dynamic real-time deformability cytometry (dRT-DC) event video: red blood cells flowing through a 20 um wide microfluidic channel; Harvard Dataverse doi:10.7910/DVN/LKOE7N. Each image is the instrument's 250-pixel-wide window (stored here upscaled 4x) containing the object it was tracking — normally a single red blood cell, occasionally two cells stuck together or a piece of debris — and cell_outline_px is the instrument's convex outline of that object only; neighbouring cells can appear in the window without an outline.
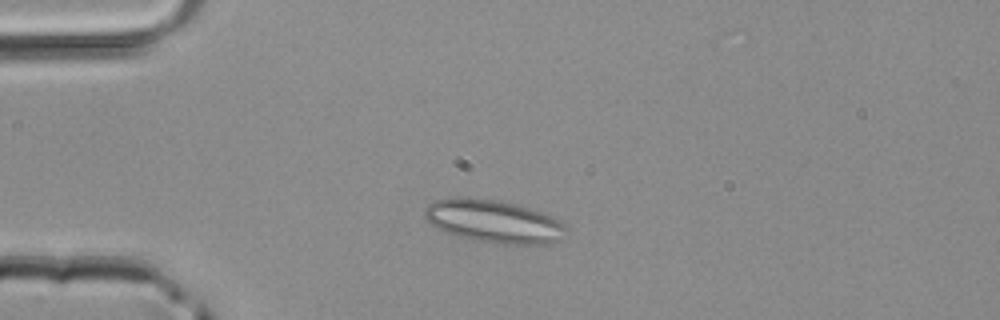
{"species": "common noctule bat (a hibernating species)", "species_latin": "Nyctalus noctula", "temperature_condition": "room temperature", "stored_images_in_passage": 2, "camera_frame_rate_fps": 3000, "um_per_image_px": 0.085, "animal": {"sex": "male", "body_mass_g": 20.4}, "frame": {"image": 1, "passage_image": 1, "time_ms": 0.0, "image_size_px": [1000, 320], "cell_outline_px": [[568, 228], [560, 240], [552, 244], [492, 244], [456, 236], [444, 232], [428, 224], [424, 216], [424, 212], [428, 204], [436, 200], [468, 196], [496, 200], [516, 204], [552, 216], [560, 220]], "centroid_in_image_um": [41.95, 18.83], "position_along_channel_um": 43.0, "area_um2": 35.84}}